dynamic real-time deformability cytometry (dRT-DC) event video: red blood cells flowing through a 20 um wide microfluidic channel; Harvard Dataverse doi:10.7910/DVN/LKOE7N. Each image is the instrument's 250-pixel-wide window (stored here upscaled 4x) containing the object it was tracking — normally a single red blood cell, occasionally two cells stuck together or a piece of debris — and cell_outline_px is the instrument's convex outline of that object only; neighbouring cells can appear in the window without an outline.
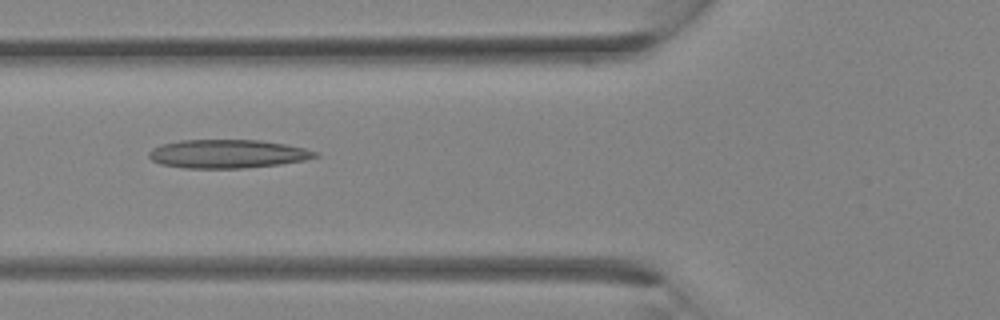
{"species": "Egyptian fruit bat (a non-hibernating species)", "species_latin": "Rousettus aegyptiacus", "temperature_condition": "room temperature", "stored_images_in_passage": 23, "camera_frame_rate_fps": 3000, "um_per_image_px": 0.085, "animal": {"sex": "female"}, "frame": {"image": 1, "passage_image": 4, "time_ms": 1.0, "image_size_px": [1000, 320], "cell_outline_px": [[320, 156], [304, 160], [280, 164], [244, 168], [184, 168], [160, 164], [152, 160], [148, 156], [148, 152], [152, 148], [160, 144], [180, 140], [260, 140], [284, 144], [304, 148], [320, 152]], "centroid_in_image_um": [19.33, 13.08], "position_along_channel_um": 106.5, "area_um2": 27.8}}
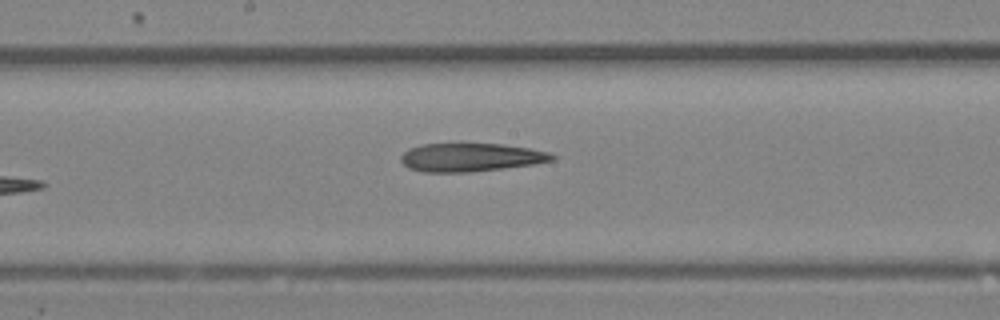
{"frame": {"image": 2, "passage_image": 9, "time_ms": 2.667, "image_size_px": [1000, 320], "cell_outline_px": [[556, 160], [532, 164], [468, 172], [424, 172], [408, 168], [400, 160], [400, 156], [408, 148], [420, 144], [504, 144], [528, 148], [548, 152], [556, 156]], "centroid_in_image_um": [39.98, 13.37], "position_along_channel_um": 208.2, "area_um2": 24.85}}
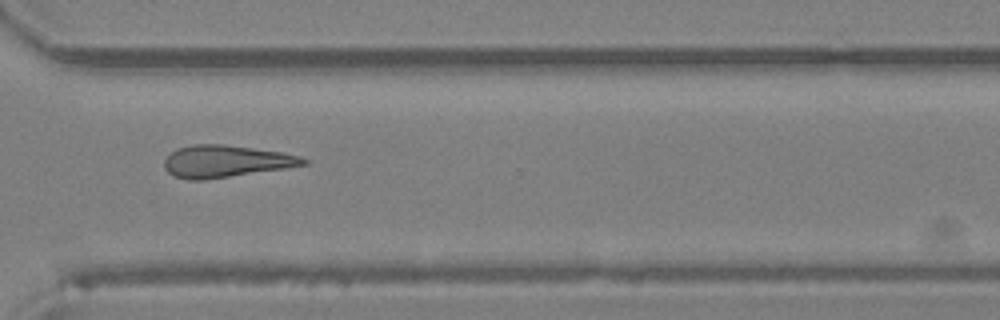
{"frame": {"image": 3, "passage_image": 16, "time_ms": 5.0, "image_size_px": [1000, 320], "cell_outline_px": [[308, 164], [284, 168], [204, 180], [188, 180], [172, 176], [164, 168], [164, 160], [176, 148], [192, 144], [224, 144], [280, 152], [300, 156], [308, 160]], "centroid_in_image_um": [19.14, 13.71], "position_along_channel_um": 351.5, "area_um2": 25.89}}